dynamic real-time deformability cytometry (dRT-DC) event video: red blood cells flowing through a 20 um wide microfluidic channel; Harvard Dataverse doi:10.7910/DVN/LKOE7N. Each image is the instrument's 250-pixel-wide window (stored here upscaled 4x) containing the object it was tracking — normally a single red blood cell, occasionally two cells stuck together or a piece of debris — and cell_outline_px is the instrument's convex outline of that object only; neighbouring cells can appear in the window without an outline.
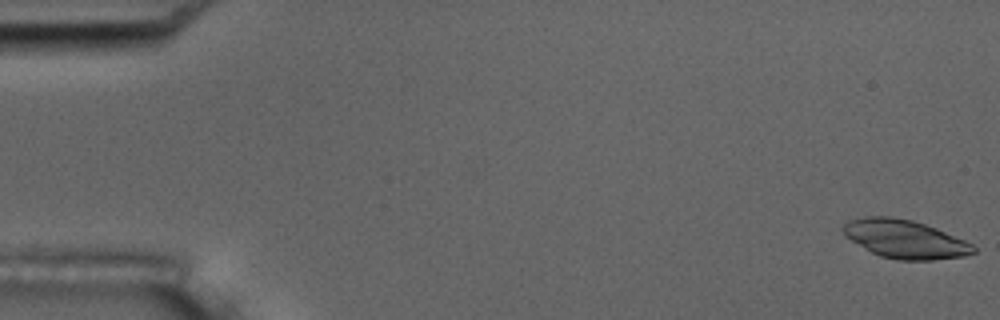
{"species": "common noctule bat (a hibernating species)", "species_latin": "Nyctalus noctula", "temperature_condition": "room temperature", "stored_images_in_passage": 53, "camera_frame_rate_fps": 3000, "um_per_image_px": 0.085, "animal": {"sex": "male", "body_mass_g": 17.5, "forearm_length_mm": 52.3}, "frame": {"image": 1, "passage_image": 1, "time_ms": 0.0, "image_size_px": [1000, 320], "cell_outline_px": [[976, 252], [964, 256], [932, 260], [896, 260], [880, 256], [872, 252], [844, 236], [840, 228], [848, 220], [864, 216], [892, 216], [912, 220], [936, 228], [964, 240], [972, 244], [976, 248]], "centroid_in_image_um": [76.88, 20.31], "position_along_channel_um": 8.1, "area_um2": 29.25}}
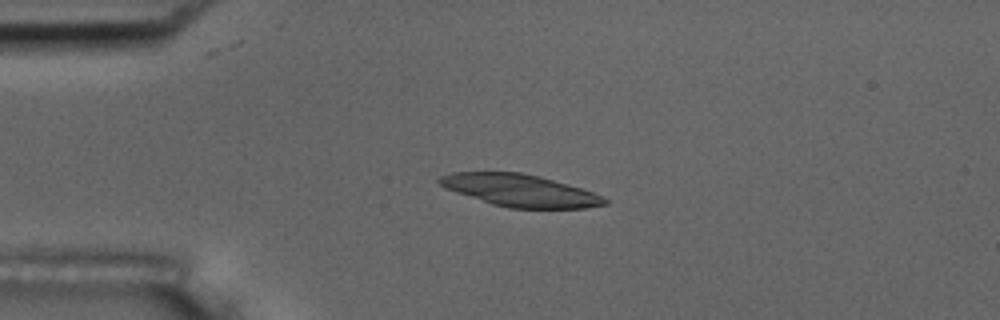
{"frame": {"image": 2, "passage_image": 13, "time_ms": 4.0, "image_size_px": [1000, 320], "cell_outline_px": [[608, 204], [584, 208], [508, 208], [492, 204], [456, 192], [440, 184], [436, 180], [440, 176], [452, 172], [520, 172], [540, 176], [580, 188], [604, 196], [608, 200]], "centroid_in_image_um": [44.21, 16.19], "position_along_channel_um": 40.8, "area_um2": 30.75}}